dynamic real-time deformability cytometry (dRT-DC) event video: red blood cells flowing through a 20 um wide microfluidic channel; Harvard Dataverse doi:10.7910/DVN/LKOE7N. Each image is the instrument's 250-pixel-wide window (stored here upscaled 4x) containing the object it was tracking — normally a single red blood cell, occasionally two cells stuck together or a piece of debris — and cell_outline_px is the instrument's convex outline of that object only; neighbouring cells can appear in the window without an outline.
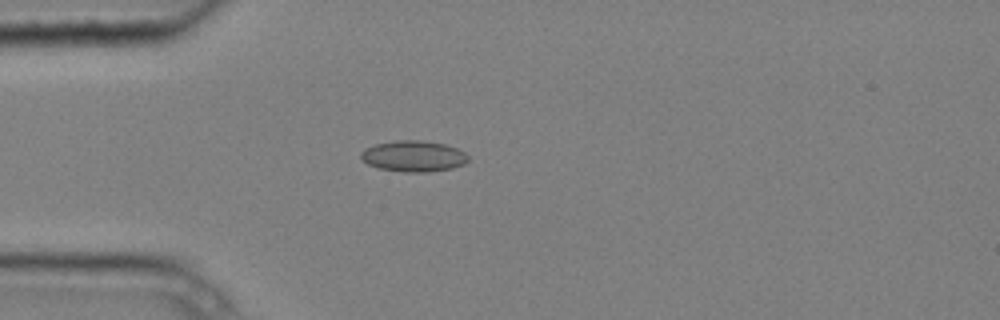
{"species": "common noctule bat (a hibernating species)", "species_latin": "Nyctalus noctula", "temperature_condition": "cold", "stored_images_in_passage": 4, "camera_frame_rate_fps": 3000, "um_per_image_px": 0.085, "animal": {"sex": "male", "body_mass_g": 20.4}, "frame": {"image": 1, "passage_image": 4, "time_ms": 1.0, "image_size_px": [1000, 320], "cell_outline_px": [[468, 160], [464, 164], [452, 168], [428, 172], [404, 172], [380, 168], [368, 164], [360, 156], [360, 152], [364, 148], [376, 144], [396, 140], [420, 140], [444, 144], [456, 148], [464, 152], [468, 156]], "centroid_in_image_um": [35.14, 13.27], "position_along_channel_um": 49.9, "area_um2": 19.31}}